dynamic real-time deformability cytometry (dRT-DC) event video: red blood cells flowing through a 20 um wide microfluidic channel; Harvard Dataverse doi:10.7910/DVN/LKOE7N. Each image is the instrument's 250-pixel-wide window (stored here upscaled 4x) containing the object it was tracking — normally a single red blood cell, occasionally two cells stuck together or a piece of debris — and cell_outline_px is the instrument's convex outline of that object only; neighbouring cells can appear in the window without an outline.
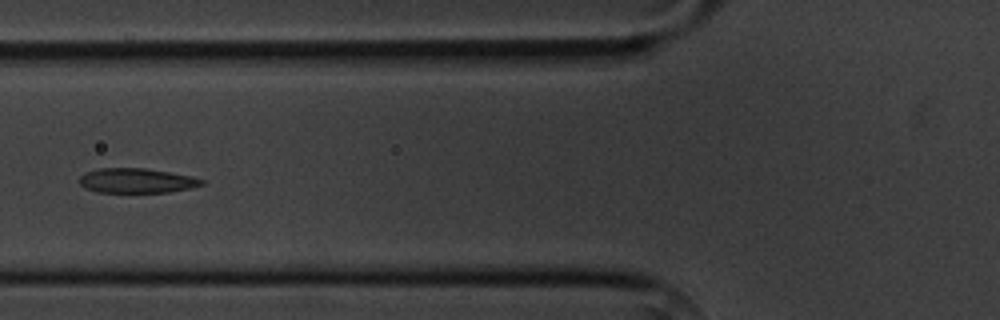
{"species": "common noctule bat (a hibernating species)", "species_latin": "Nyctalus noctula", "temperature_condition": "cold", "stored_images_in_passage": 10, "camera_frame_rate_fps": 3000, "um_per_image_px": 0.085, "animal": {"sex": "male", "body_mass_g": 20.1, "forearm_length_mm": 53.5}, "frame": {"image": 1, "passage_image": 6, "time_ms": 6.0, "image_size_px": [1000, 320], "cell_outline_px": [[204, 184], [192, 188], [168, 192], [96, 192], [84, 188], [80, 184], [80, 176], [84, 172], [100, 168], [144, 168], [192, 176], [204, 180]], "centroid_in_image_um": [11.6, 15.35], "position_along_channel_um": 114.2, "area_um2": 17.63}}
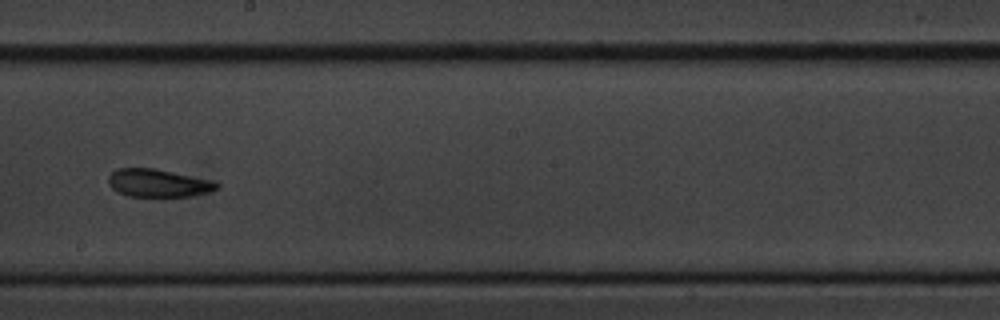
{"frame": {"image": 2, "passage_image": 9, "time_ms": 9.333, "image_size_px": [1000, 320], "cell_outline_px": [[220, 188], [208, 192], [192, 196], [164, 200], [128, 196], [116, 192], [108, 184], [108, 176], [116, 168], [156, 168], [212, 180], [220, 184]], "centroid_in_image_um": [13.45, 15.61], "position_along_channel_um": 234.7, "area_um2": 18.73}}
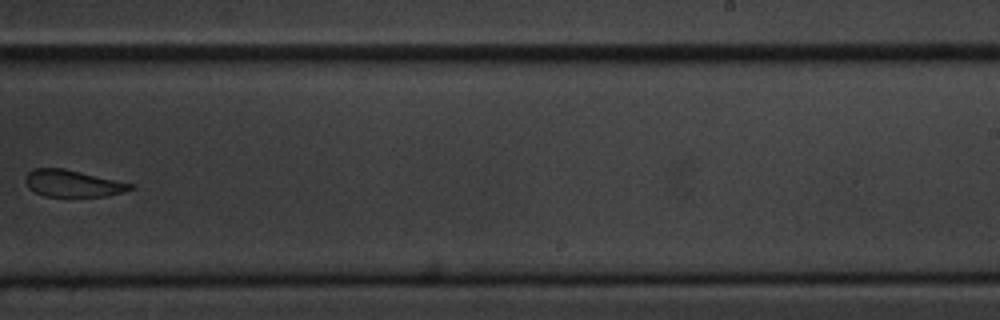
{"frame": {"image": 3, "passage_image": 10, "time_ms": 10.667, "image_size_px": [1000, 320], "cell_outline_px": [[136, 188], [124, 192], [104, 196], [44, 196], [28, 188], [24, 180], [24, 176], [32, 168], [64, 168], [132, 184]], "centroid_in_image_um": [6.14, 15.58], "position_along_channel_um": 282.9, "area_um2": 16.36}}